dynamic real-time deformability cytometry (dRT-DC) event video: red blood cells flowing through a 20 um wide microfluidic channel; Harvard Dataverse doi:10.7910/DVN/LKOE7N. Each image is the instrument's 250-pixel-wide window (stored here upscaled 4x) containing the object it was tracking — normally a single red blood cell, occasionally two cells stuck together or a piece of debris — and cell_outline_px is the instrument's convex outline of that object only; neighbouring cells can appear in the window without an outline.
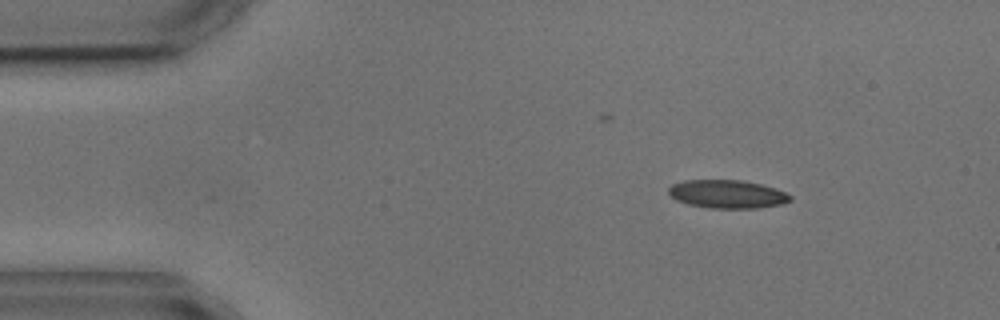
{"species": "common noctule bat (a hibernating species)", "species_latin": "Nyctalus noctula", "temperature_condition": "cold", "stored_images_in_passage": 4, "segment_of_instrument_passage": [1, 2], "camera_frame_rate_fps": 3000, "um_per_image_px": 0.085, "animal": {"sex": "male", "body_mass_g": 17.9, "forearm_length_mm": 54.2}, "frame": {"image": 1, "passage_image": 1, "time_ms": 0.0, "image_size_px": [1000, 320], "cell_outline_px": [[792, 200], [780, 204], [756, 208], [712, 208], [688, 204], [676, 200], [668, 192], [668, 188], [672, 184], [684, 180], [744, 180], [776, 188], [792, 196]], "centroid_in_image_um": [61.81, 16.49], "position_along_channel_um": 23.2, "area_um2": 20.0}}